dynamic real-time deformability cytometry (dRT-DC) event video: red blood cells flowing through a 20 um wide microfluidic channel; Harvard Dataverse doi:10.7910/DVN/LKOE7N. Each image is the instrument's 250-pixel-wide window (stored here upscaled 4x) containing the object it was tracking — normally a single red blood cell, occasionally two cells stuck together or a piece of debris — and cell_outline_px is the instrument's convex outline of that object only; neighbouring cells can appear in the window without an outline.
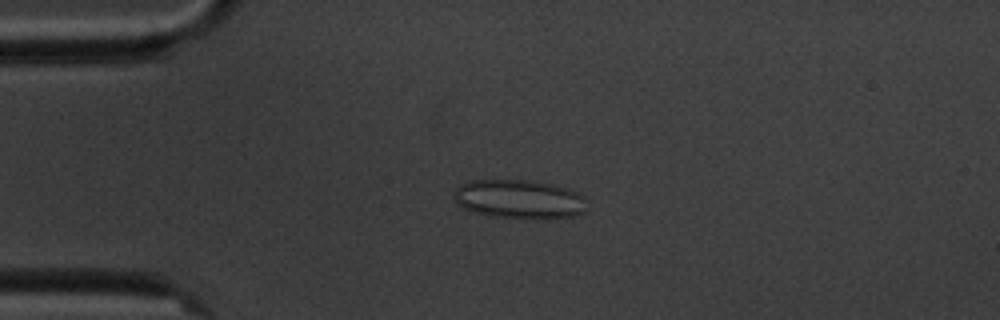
{"species": "common noctule bat (a hibernating species)", "species_latin": "Nyctalus noctula", "temperature_condition": "cold", "stored_images_in_passage": 5, "camera_frame_rate_fps": 3000, "um_per_image_px": 0.085, "animal": {"sex": "male", "body_mass_g": 20.1, "forearm_length_mm": 53.5}, "frame": {"image": 1, "passage_image": 4, "time_ms": 3.667, "image_size_px": [1000, 320], "cell_outline_px": [[584, 212], [572, 216], [496, 216], [476, 212], [464, 208], [456, 204], [452, 200], [452, 196], [456, 188], [460, 184], [468, 180], [532, 180], [552, 184], [576, 192], [584, 196]], "centroid_in_image_um": [44.03, 16.87], "position_along_channel_um": 41.0, "area_um2": 29.25}}